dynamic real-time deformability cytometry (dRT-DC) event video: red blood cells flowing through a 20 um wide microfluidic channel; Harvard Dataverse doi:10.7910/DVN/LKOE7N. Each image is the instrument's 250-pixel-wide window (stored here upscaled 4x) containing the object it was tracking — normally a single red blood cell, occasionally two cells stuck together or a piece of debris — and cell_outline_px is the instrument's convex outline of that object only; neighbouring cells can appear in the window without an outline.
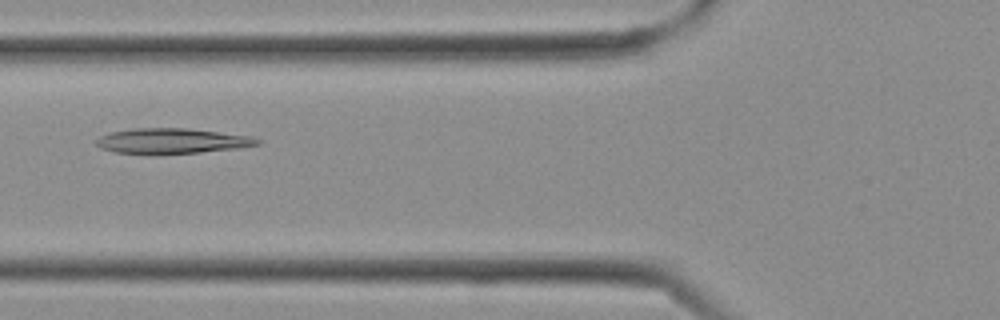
{"species": "Egyptian fruit bat (a non-hibernating species)", "species_latin": "Rousettus aegyptiacus", "temperature_condition": "cold", "stored_images_in_passage": 12, "camera_frame_rate_fps": 3000, "um_per_image_px": 0.085, "frame": {"image": 1, "passage_image": 9, "time_ms": 2.667, "image_size_px": [1000, 320], "cell_outline_px": [[260, 144], [240, 148], [200, 152], [112, 152], [100, 148], [96, 144], [96, 140], [100, 136], [112, 132], [136, 128], [188, 128], [252, 136], [260, 140]], "centroid_in_image_um": [14.66, 11.95], "position_along_channel_um": 111.1, "area_um2": 23.06}}
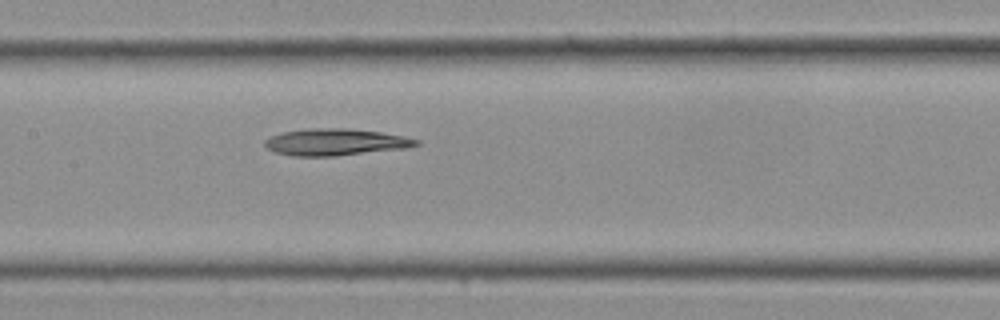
{"frame": {"image": 2, "passage_image": 12, "time_ms": 3.667, "image_size_px": [1000, 320], "cell_outline_px": [[420, 144], [408, 148], [336, 156], [292, 156], [276, 152], [268, 148], [264, 144], [264, 140], [272, 136], [284, 132], [308, 128], [344, 128], [380, 132], [404, 136], [420, 140]], "centroid_in_image_um": [28.55, 12.08], "position_along_channel_um": 178.9, "area_um2": 23.58}}